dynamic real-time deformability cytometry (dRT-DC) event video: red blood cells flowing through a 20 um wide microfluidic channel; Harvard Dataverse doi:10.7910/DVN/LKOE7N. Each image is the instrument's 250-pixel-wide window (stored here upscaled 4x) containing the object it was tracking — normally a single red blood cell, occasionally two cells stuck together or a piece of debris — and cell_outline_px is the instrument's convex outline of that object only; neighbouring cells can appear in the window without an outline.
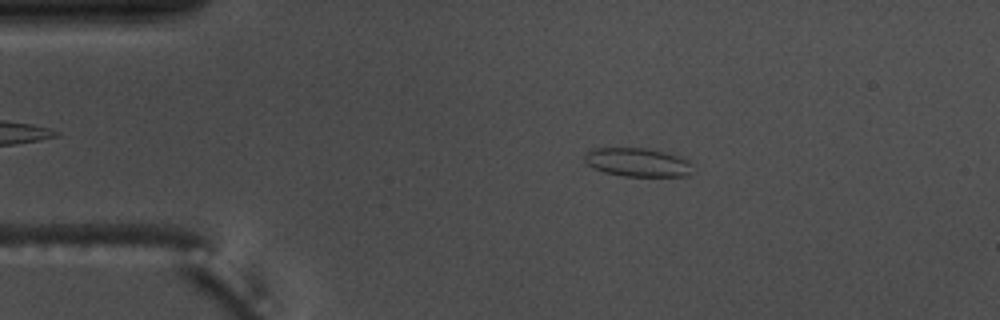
{"species": "common noctule bat (a hibernating species)", "species_latin": "Nyctalus noctula", "temperature_condition": "warm", "stored_images_in_passage": 55, "camera_frame_rate_fps": 3000, "um_per_image_px": 0.085, "animal": {"sex": "male", "body_mass_g": 17.5, "forearm_length_mm": 52.3}, "frame": {"image": 1, "passage_image": 10, "time_ms": 3.0, "image_size_px": [1000, 320], "cell_outline_px": [[692, 164], [688, 176], [624, 176], [604, 172], [592, 168], [584, 160], [584, 156], [592, 148], [644, 148], [664, 152], [688, 160]], "centroid_in_image_um": [54.16, 13.8], "position_along_channel_um": 30.8, "area_um2": 17.86}}
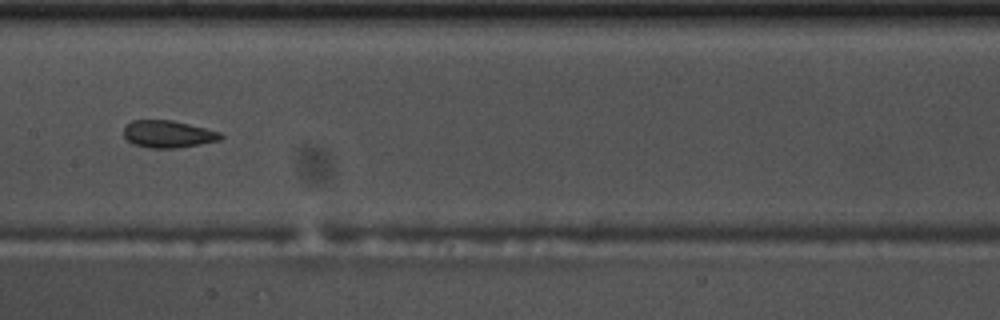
{"frame": {"image": 2, "passage_image": 27, "time_ms": 8.667, "image_size_px": [1000, 320], "cell_outline_px": [[224, 136], [220, 140], [200, 144], [176, 148], [148, 148], [132, 144], [124, 136], [124, 128], [132, 120], [172, 120], [220, 132]], "centroid_in_image_um": [14.27, 11.4], "position_along_channel_um": 193.1, "area_um2": 15.32}}
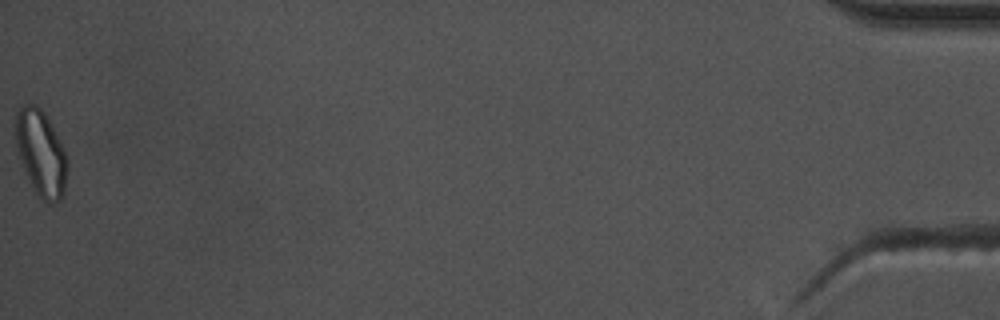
{"frame": {"image": 3, "passage_image": 55, "time_ms": 18.0, "image_size_px": [1000, 320], "cell_outline_px": [[68, 168], [64, 192], [60, 200], [48, 204], [36, 192], [24, 168], [16, 144], [12, 128], [16, 112], [24, 104], [36, 104], [44, 112], [68, 160]], "centroid_in_image_um": [3.45, 12.98], "position_along_channel_um": 431.7, "area_um2": 25.55}, "authors_computed_cell_mechanics": {"area_um2": 16.9354, "velocity_mm_per_s": 3.683, "shape_relaxation_time_tau1_ms": null, "shape_relaxation_time_tau2_ms": 1.8468, "deformation_change_tau1": null, "deformation_change_tau2": 0.0554}}